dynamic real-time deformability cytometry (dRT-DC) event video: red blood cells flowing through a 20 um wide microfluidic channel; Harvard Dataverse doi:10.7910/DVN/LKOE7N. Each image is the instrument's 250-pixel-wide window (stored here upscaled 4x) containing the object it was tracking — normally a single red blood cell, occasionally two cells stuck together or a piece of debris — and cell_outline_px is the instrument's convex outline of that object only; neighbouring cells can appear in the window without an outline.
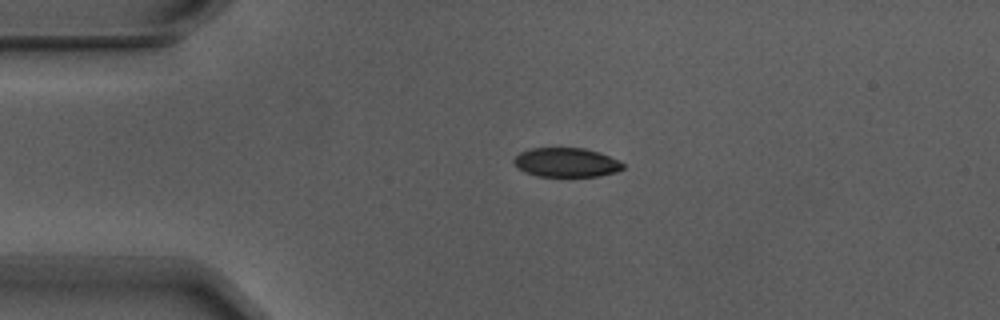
{"species": "Egyptian fruit bat (a non-hibernating species)", "species_latin": "Rousettus aegyptiacus", "temperature_condition": "warm", "stored_images_in_passage": 2, "camera_frame_rate_fps": 3000, "um_per_image_px": 0.085, "animal": {"sex": "male"}, "frame": {"image": 1, "passage_image": 1, "time_ms": 0.0, "image_size_px": [1000, 320], "cell_outline_px": [[624, 168], [616, 172], [600, 176], [536, 176], [524, 172], [516, 168], [512, 160], [520, 152], [532, 148], [584, 148], [608, 156], [624, 164]], "centroid_in_image_um": [48.08, 13.82], "position_along_channel_um": 36.9, "area_um2": 18.5}}